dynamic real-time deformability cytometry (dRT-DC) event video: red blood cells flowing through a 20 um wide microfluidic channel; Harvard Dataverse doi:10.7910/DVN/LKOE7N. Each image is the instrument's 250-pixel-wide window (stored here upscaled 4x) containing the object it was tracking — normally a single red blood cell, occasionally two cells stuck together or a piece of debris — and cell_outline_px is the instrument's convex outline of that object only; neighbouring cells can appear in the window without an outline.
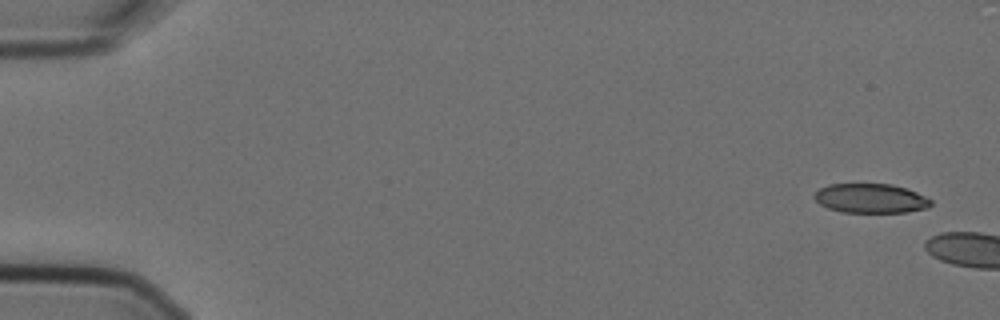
{"species": "Egyptian fruit bat (a non-hibernating species)", "species_latin": "Rousettus aegyptiacus", "temperature_condition": "cold", "stored_images_in_passage": 6, "segment_of_instrument_passage": [2, 2], "camera_frame_rate_fps": 3000, "um_per_image_px": 0.085, "animal": {"sex": "female"}, "frame": {"image": 1, "passage_image": 6, "time_ms": 1.667, "image_size_px": [1000, 320], "cell_outline_px": [[932, 204], [928, 208], [908, 212], [840, 212], [828, 208], [820, 204], [812, 196], [820, 188], [828, 184], [892, 184], [908, 188], [932, 200]], "centroid_in_image_um": [74.02, 16.86], "position_along_channel_um": 11.0, "area_um2": 20.06}}